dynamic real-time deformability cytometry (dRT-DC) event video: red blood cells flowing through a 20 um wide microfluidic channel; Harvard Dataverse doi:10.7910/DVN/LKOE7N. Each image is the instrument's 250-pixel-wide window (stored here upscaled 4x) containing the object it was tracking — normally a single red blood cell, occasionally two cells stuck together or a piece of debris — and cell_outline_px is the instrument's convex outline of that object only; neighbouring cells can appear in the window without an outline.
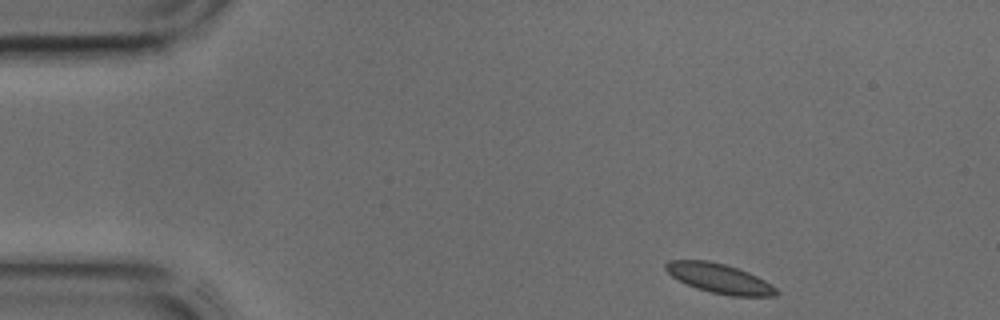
{"species": "common noctule bat (a hibernating species)", "species_latin": "Nyctalus noctula", "temperature_condition": "cold", "stored_images_in_passage": 39, "camera_frame_rate_fps": 3000, "um_per_image_px": 0.085, "animal": {"sex": "male", "body_mass_g": 17.9, "forearm_length_mm": 54.2}, "frame": {"image": 1, "passage_image": 1, "time_ms": 0.0, "image_size_px": [1000, 320], "cell_outline_px": [[780, 292], [776, 296], [728, 296], [696, 288], [672, 276], [664, 268], [664, 264], [668, 260], [708, 260], [724, 264], [748, 272], [772, 284]], "centroid_in_image_um": [61.16, 23.67], "position_along_channel_um": 23.8, "area_um2": 18.96}}
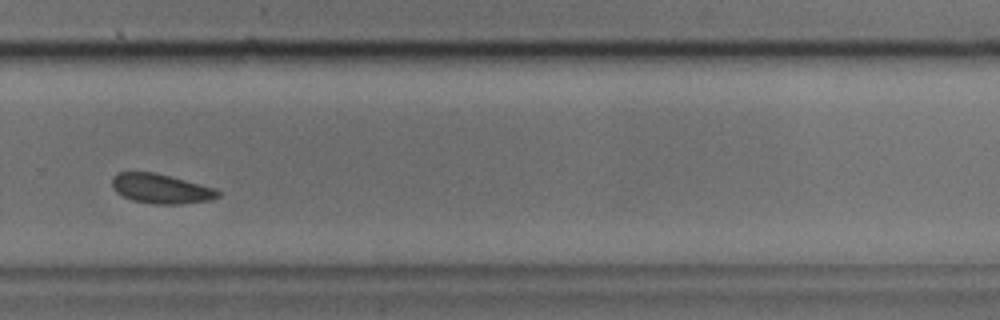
{"frame": {"image": 2, "passage_image": 25, "time_ms": 8.0, "image_size_px": [1000, 320], "cell_outline_px": [[220, 196], [208, 200], [180, 204], [152, 204], [132, 200], [116, 192], [112, 188], [112, 176], [116, 172], [152, 172], [216, 188], [220, 192]], "centroid_in_image_um": [13.64, 16.04], "position_along_channel_um": 316.2, "area_um2": 18.15}}
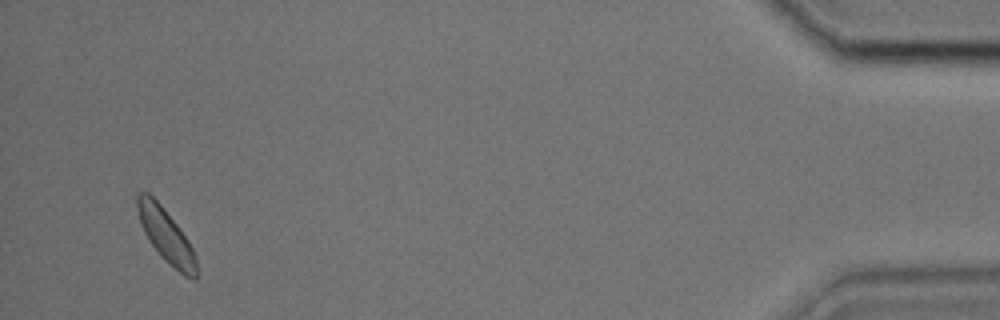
{"frame": {"image": 3, "passage_image": 37, "time_ms": 12.0, "image_size_px": [1000, 320], "cell_outline_px": [[196, 280], [192, 280], [184, 276], [160, 256], [148, 240], [144, 232], [136, 208], [136, 196], [140, 192], [148, 192], [160, 204], [176, 224], [188, 240], [196, 256]], "centroid_in_image_um": [14.1, 20.04], "position_along_channel_um": 421.1, "area_um2": 18.26}}